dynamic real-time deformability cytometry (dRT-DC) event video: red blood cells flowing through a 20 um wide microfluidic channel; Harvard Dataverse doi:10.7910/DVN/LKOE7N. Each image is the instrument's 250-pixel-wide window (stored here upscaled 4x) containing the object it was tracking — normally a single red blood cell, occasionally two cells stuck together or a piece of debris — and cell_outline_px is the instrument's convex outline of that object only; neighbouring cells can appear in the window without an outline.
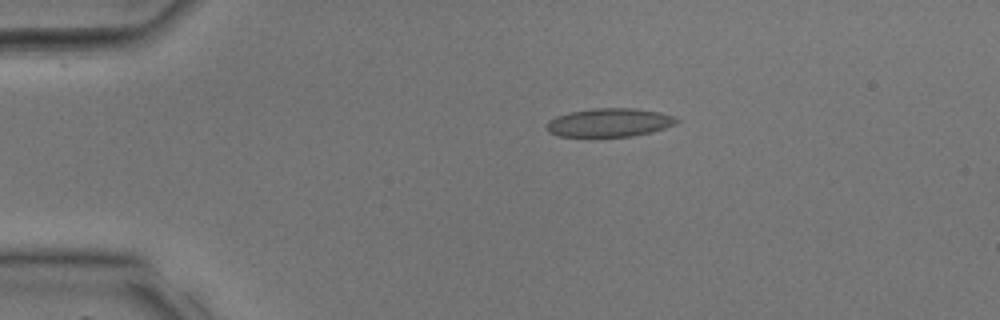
{"species": "common noctule bat (a hibernating species)", "species_latin": "Nyctalus noctula", "temperature_condition": "room temperature", "stored_images_in_passage": 33, "camera_frame_rate_fps": 3000, "um_per_image_px": 0.085, "animal": {"sex": "male", "body_mass_g": 17.9, "forearm_length_mm": 54.2}, "frame": {"image": 1, "passage_image": 3, "time_ms": 0.667, "image_size_px": [1000, 320], "cell_outline_px": [[680, 120], [676, 124], [652, 132], [632, 136], [596, 140], [588, 140], [556, 136], [548, 132], [548, 120], [556, 116], [572, 112], [592, 108], [632, 108], [660, 112], [676, 116]], "centroid_in_image_um": [51.76, 10.48], "position_along_channel_um": 33.2, "area_um2": 22.77}}
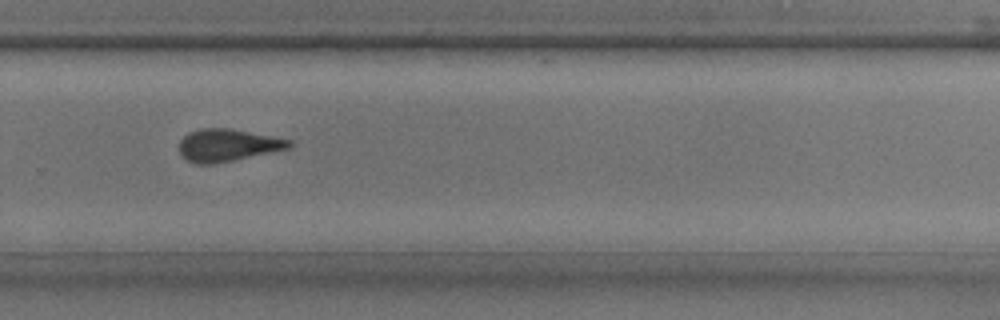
{"frame": {"image": 2, "passage_image": 21, "time_ms": 6.667, "image_size_px": [1000, 320], "cell_outline_px": [[292, 148], [212, 164], [196, 164], [180, 156], [180, 140], [188, 132], [204, 128], [228, 128], [272, 136], [292, 140]], "centroid_in_image_um": [19.35, 12.34], "position_along_channel_um": 310.5, "area_um2": 20.63}}
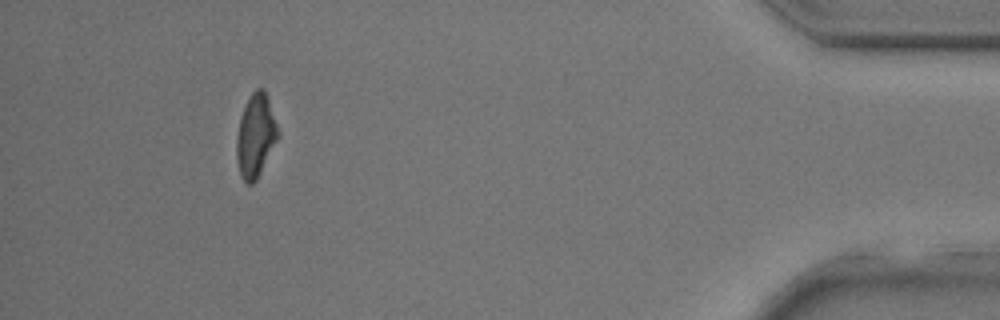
{"frame": {"image": 3, "passage_image": 30, "time_ms": 9.667, "image_size_px": [1000, 320], "cell_outline_px": [[280, 136], [256, 180], [252, 184], [244, 184], [240, 176], [236, 160], [236, 136], [240, 116], [252, 92], [256, 88], [264, 88], [280, 132]], "centroid_in_image_um": [21.72, 11.57], "position_along_channel_um": 413.5, "area_um2": 20.29}}